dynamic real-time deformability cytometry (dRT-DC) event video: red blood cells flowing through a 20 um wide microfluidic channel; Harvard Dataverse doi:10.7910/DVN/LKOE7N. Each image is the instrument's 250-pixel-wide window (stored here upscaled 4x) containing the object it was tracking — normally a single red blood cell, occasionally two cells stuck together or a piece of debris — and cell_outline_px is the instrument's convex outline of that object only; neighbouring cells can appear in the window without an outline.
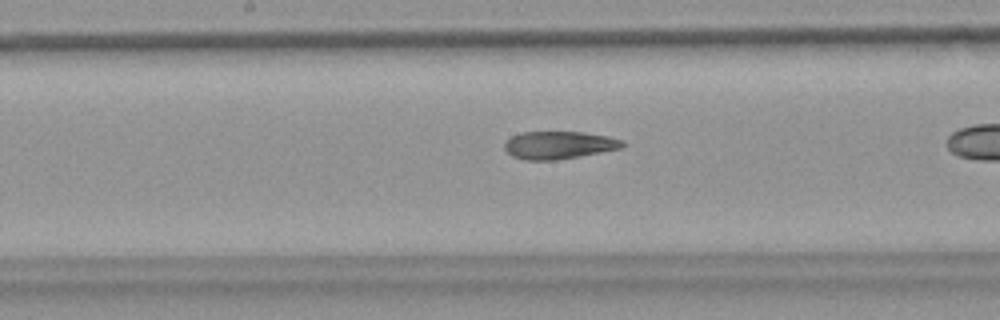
{"species": "common noctule bat (a hibernating species)", "species_latin": "Nyctalus noctula", "temperature_condition": "warm", "stored_images_in_passage": 36, "camera_frame_rate_fps": 3000, "um_per_image_px": 0.085, "animal": {"sex": "female", "body_mass_g": 18.4}, "frame": {"image": 1, "passage_image": 21, "time_ms": 6.667, "image_size_px": [1000, 320], "cell_outline_px": [[624, 144], [620, 148], [580, 156], [556, 160], [524, 160], [512, 156], [504, 148], [504, 144], [512, 136], [520, 132], [584, 132], [608, 136], [620, 140]], "centroid_in_image_um": [47.46, 12.33], "position_along_channel_um": 200.7, "area_um2": 18.84}}